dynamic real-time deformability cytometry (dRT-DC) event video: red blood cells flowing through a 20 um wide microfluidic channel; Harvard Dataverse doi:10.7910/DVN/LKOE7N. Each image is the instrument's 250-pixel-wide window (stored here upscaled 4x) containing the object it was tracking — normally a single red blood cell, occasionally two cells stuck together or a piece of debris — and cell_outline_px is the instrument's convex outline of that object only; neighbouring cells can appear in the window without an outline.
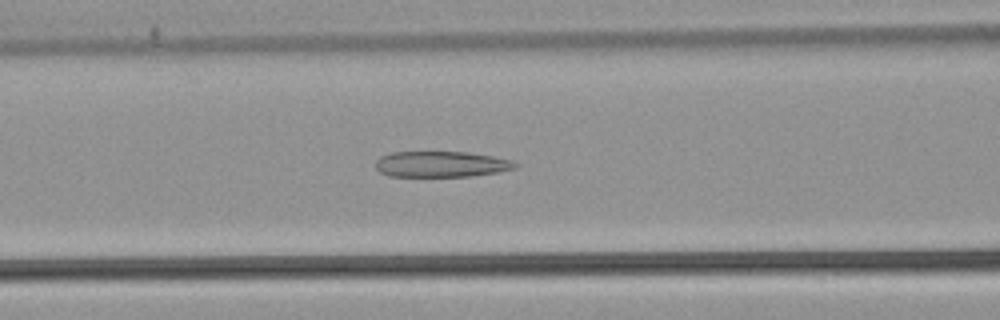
{"species": "common noctule bat (a hibernating species)", "species_latin": "Nyctalus noctula", "temperature_condition": "warm", "stored_images_in_passage": 37, "camera_frame_rate_fps": 3000, "um_per_image_px": 0.085, "animal": {"sex": "male", "body_mass_g": 21.5, "forearm_length_mm": 52.0}, "frame": {"image": 1, "passage_image": 11, "time_ms": 3.333, "image_size_px": [1000, 320], "cell_outline_px": [[520, 164], [516, 168], [500, 172], [472, 176], [388, 176], [380, 172], [376, 168], [376, 160], [380, 156], [392, 152], [468, 152], [492, 156], [512, 160]], "centroid_in_image_um": [37.53, 13.95], "position_along_channel_um": 129.1, "area_um2": 21.15}}
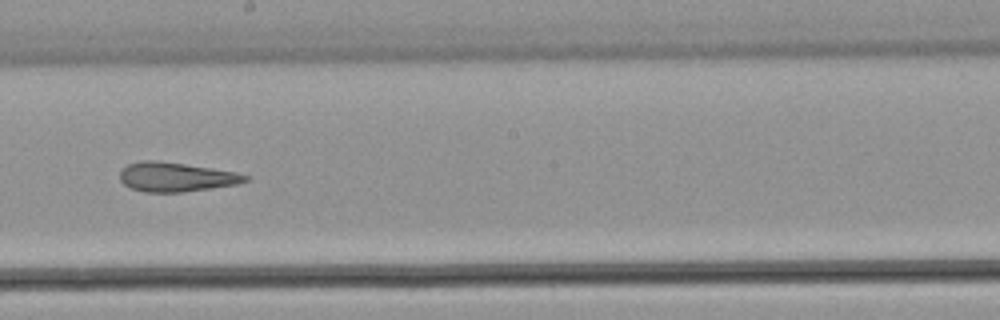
{"frame": {"image": 2, "passage_image": 19, "time_ms": 6.0, "image_size_px": [1000, 320], "cell_outline_px": [[252, 176], [248, 180], [236, 184], [180, 192], [144, 192], [132, 188], [124, 184], [120, 180], [120, 172], [128, 164], [140, 160], [156, 160], [184, 164], [236, 172]], "centroid_in_image_um": [14.95, 15.03], "position_along_channel_um": 233.3, "area_um2": 21.15}}
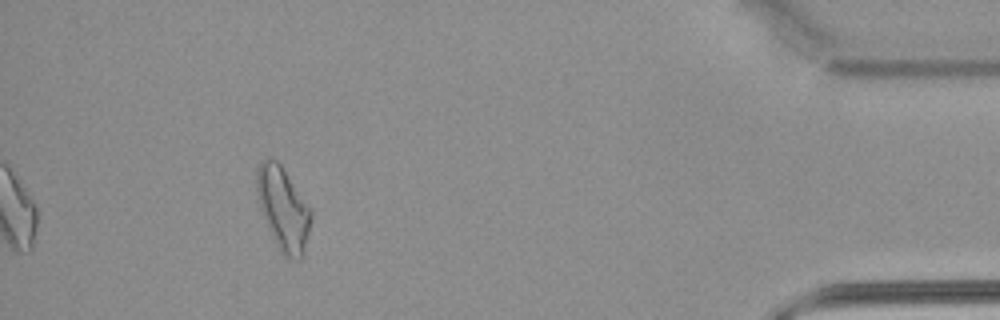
{"frame": {"image": 3, "passage_image": 37, "time_ms": 12.0, "image_size_px": [1000, 320], "cell_outline_px": [[312, 216], [304, 252], [300, 260], [292, 260], [284, 256], [280, 252], [260, 212], [256, 196], [256, 168], [264, 160], [276, 160], [280, 164], [312, 208]], "centroid_in_image_um": [24.06, 17.77], "position_along_channel_um": 411.1, "area_um2": 26.59}, "authors_computed_cell_mechanics": {"area_um2": 22.1952, "velocity_mm_per_s": 3.9077, "shape_relaxation_time_tau1_ms": null, "shape_relaxation_time_tau2_ms": 2.6114, "deformation_change_tau1": null, "deformation_change_tau2": 0.1169}}